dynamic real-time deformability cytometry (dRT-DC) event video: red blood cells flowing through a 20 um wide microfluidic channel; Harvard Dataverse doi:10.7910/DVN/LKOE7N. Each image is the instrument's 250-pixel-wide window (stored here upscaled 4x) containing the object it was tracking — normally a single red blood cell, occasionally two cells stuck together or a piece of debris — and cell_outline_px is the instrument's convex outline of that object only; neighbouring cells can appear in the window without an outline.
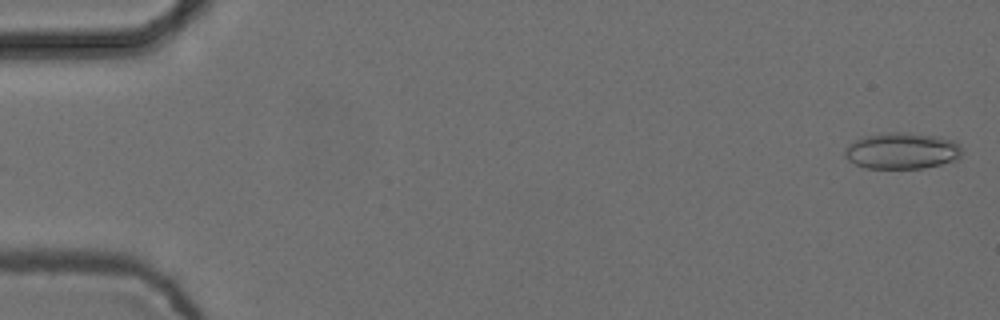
{"species": "common noctule bat (a hibernating species)", "species_latin": "Nyctalus noctula", "temperature_condition": "cold", "stored_images_in_passage": 55, "camera_frame_rate_fps": 3000, "um_per_image_px": 0.085, "animal": {"sex": "female", "body_mass_g": 24.6, "forearm_length_mm": 56.2}, "frame": {"image": 1, "passage_image": 2, "time_ms": 0.333, "image_size_px": [1000, 320], "cell_outline_px": [[964, 152], [956, 160], [924, 168], [864, 168], [848, 160], [844, 156], [844, 148], [848, 144], [856, 140], [880, 132], [904, 132], [936, 136], [956, 140]], "centroid_in_image_um": [76.67, 12.81], "position_along_channel_um": 8.3, "area_um2": 25.03}}
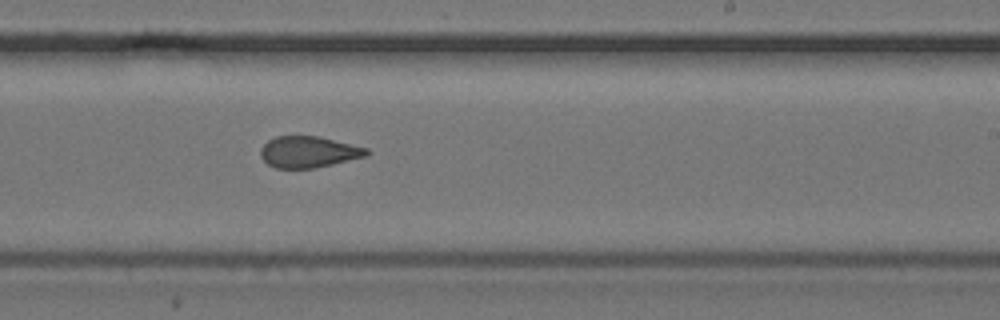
{"frame": {"image": 2, "passage_image": 34, "time_ms": 11.0, "image_size_px": [1000, 320], "cell_outline_px": [[368, 156], [316, 168], [276, 168], [268, 164], [260, 156], [260, 148], [268, 140], [276, 136], [320, 136], [368, 148]], "centroid_in_image_um": [26.23, 12.91], "position_along_channel_um": 262.8, "area_um2": 19.48}}
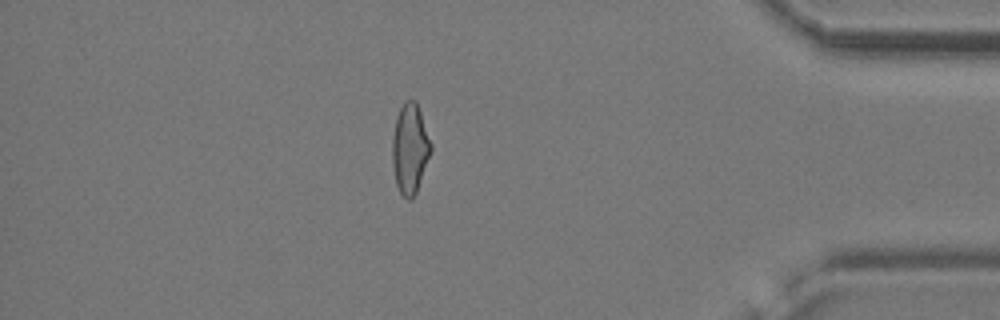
{"frame": {"image": 3, "passage_image": 48, "time_ms": 15.667, "image_size_px": [1000, 320], "cell_outline_px": [[432, 148], [416, 192], [412, 200], [408, 200], [400, 192], [396, 184], [392, 164], [392, 136], [396, 116], [400, 108], [408, 100], [416, 100], [432, 144]], "centroid_in_image_um": [34.83, 12.63], "position_along_channel_um": 400.4, "area_um2": 20.11}, "authors_computed_cell_mechanics": {"area_um2": 21.2704, "velocity_mm_per_s": 3.7496, "shape_relaxation_time_tau1_ms": null, "shape_relaxation_time_tau2_ms": 2.1043, "deformation_change_tau1": null, "deformation_change_tau2": 0.0821}}